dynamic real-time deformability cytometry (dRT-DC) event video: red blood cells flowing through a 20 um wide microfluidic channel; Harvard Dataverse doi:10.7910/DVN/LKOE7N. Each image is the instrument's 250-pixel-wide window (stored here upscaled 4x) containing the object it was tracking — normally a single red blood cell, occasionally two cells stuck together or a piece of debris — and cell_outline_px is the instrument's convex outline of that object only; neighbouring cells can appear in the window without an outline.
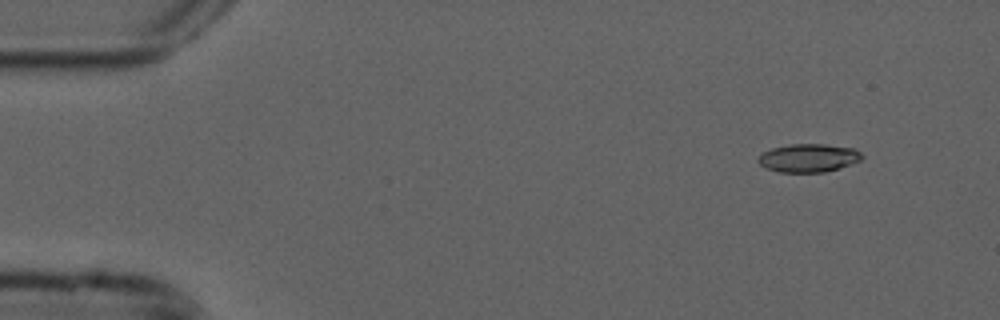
{"species": "common noctule bat (a hibernating species)", "species_latin": "Nyctalus noctula", "temperature_condition": "cold", "stored_images_in_passage": 50, "camera_frame_rate_fps": 3000, "um_per_image_px": 0.085, "animal": {"sex": "male", "forearm_length_mm": 52.5}, "frame": {"image": 1, "passage_image": 1, "time_ms": 0.0, "image_size_px": [1000, 320], "cell_outline_px": [[864, 156], [860, 160], [840, 168], [824, 172], [780, 172], [768, 168], [760, 164], [756, 160], [764, 152], [772, 148], [792, 144], [824, 144], [856, 148]], "centroid_in_image_um": [68.76, 13.42], "position_along_channel_um": 16.2, "area_um2": 16.99}}
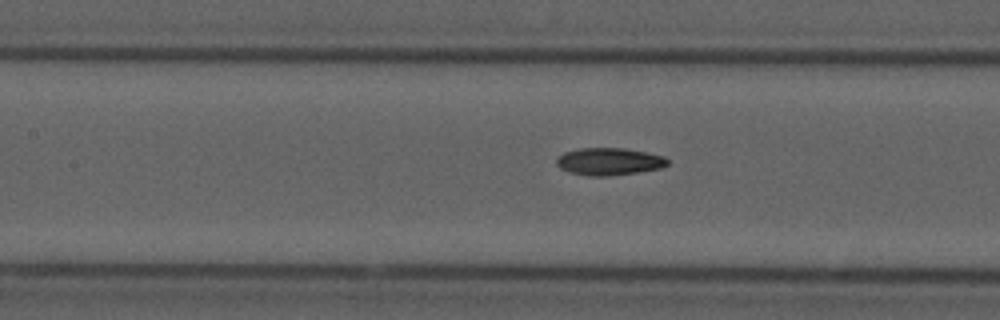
{"frame": {"image": 2, "passage_image": 20, "time_ms": 6.333, "image_size_px": [1000, 320], "cell_outline_px": [[668, 164], [660, 168], [636, 172], [608, 176], [588, 176], [572, 172], [560, 168], [556, 164], [556, 156], [564, 152], [580, 148], [624, 148], [664, 156], [668, 160]], "centroid_in_image_um": [51.73, 13.72], "position_along_channel_um": 155.7, "area_um2": 17.57}}
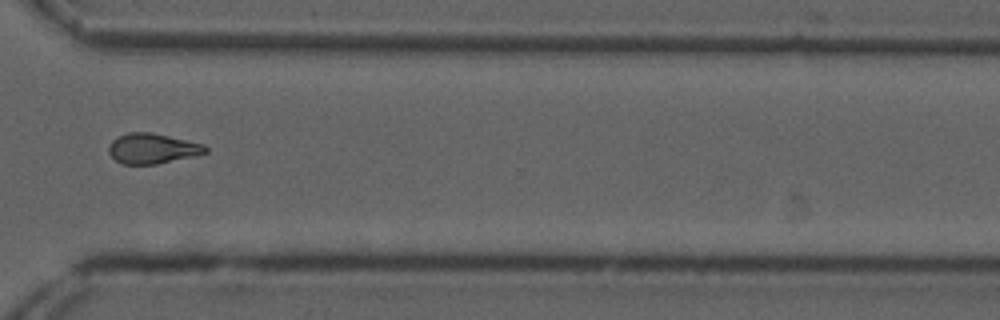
{"frame": {"image": 3, "passage_image": 36, "time_ms": 11.667, "image_size_px": [1000, 320], "cell_outline_px": [[208, 152], [192, 156], [156, 164], [120, 164], [108, 152], [108, 148], [112, 140], [128, 132], [152, 132], [204, 144], [208, 148]], "centroid_in_image_um": [12.94, 12.62], "position_along_channel_um": 357.7, "area_um2": 16.94}, "authors_computed_cell_mechanics": {"area_um2": 17.1377, "velocity_mm_per_s": 3.7934, "shape_relaxation_time_tau1_ms": 6.7542, "shape_relaxation_time_tau2_ms": 4.0297, "deformation_change_tau1": 0.1773, "deformation_change_tau2": 0.113}}